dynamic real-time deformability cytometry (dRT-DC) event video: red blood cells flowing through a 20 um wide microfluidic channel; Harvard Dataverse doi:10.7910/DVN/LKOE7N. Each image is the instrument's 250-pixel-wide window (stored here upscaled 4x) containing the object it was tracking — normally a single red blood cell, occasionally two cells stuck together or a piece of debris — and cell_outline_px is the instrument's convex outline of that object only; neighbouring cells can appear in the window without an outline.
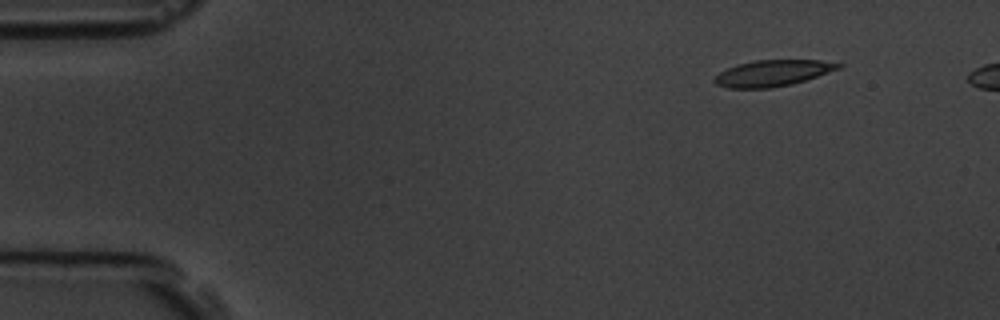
{"species": "common noctule bat (a hibernating species)", "species_latin": "Nyctalus noctula", "temperature_condition": "room temperature", "stored_images_in_passage": 6, "camera_frame_rate_fps": 3000, "um_per_image_px": 0.085, "animal": {"sex": "male", "body_mass_g": 19.5, "forearm_length_mm": 54.6}, "frame": {"image": 1, "passage_image": 2, "time_ms": 1.0, "image_size_px": [1000, 320], "cell_outline_px": [[844, 64], [840, 68], [792, 84], [768, 88], [728, 88], [716, 84], [712, 80], [720, 72], [736, 64], [756, 60], [820, 60]], "centroid_in_image_um": [65.65, 6.21], "position_along_channel_um": 19.4, "area_um2": 18.73}}
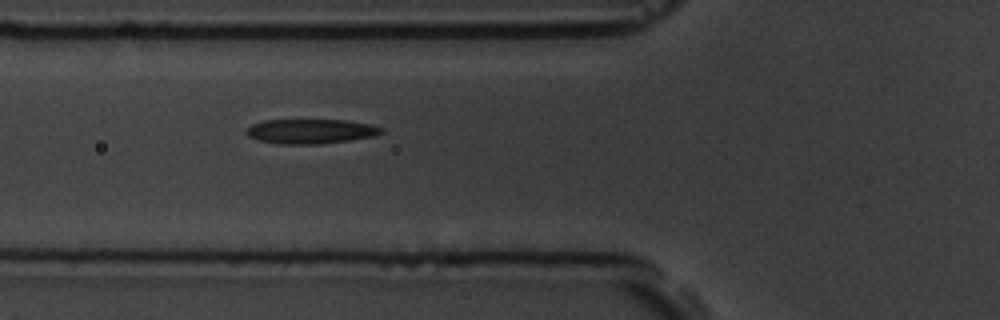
{"frame": {"image": 2, "passage_image": 6, "time_ms": 5.667, "image_size_px": [1000, 320], "cell_outline_px": [[384, 132], [376, 136], [352, 140], [320, 144], [276, 144], [256, 140], [248, 136], [244, 132], [244, 128], [252, 124], [264, 120], [344, 120], [372, 124], [384, 128]], "centroid_in_image_um": [26.4, 11.17], "position_along_channel_um": 99.4, "area_um2": 19.83}}